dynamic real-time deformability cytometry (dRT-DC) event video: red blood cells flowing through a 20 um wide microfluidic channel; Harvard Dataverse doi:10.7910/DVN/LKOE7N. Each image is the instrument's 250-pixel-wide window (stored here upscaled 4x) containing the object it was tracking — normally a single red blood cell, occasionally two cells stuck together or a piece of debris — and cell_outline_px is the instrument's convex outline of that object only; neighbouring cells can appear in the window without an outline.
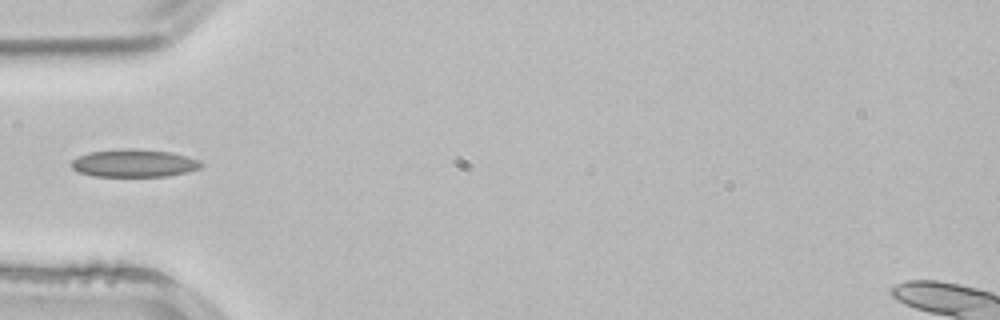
{"species": "common noctule bat (a hibernating species)", "species_latin": "Nyctalus noctula", "temperature_condition": "room temperature", "stored_images_in_passage": 3, "camera_frame_rate_fps": 3000, "um_per_image_px": 0.085, "animal": {"sex": "male", "body_mass_g": 21.5, "forearm_length_mm": 52.0}, "frame": {"image": 1, "passage_image": 3, "time_ms": 0.667, "image_size_px": [1000, 320], "cell_outline_px": [[200, 168], [188, 172], [168, 176], [92, 176], [80, 172], [72, 168], [72, 160], [88, 152], [120, 148], [136, 148], [168, 152], [200, 160]], "centroid_in_image_um": [11.37, 13.86], "position_along_channel_um": 73.6, "area_um2": 20.87}}